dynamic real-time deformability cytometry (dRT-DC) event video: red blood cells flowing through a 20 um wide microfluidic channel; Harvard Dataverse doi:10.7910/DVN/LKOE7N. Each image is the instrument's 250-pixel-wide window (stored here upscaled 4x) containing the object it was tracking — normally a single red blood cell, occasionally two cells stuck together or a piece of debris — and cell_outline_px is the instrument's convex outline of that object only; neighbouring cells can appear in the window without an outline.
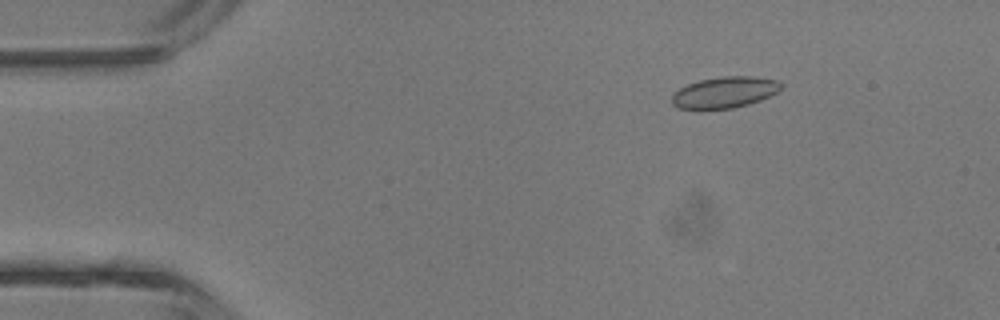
{"species": "common noctule bat (a hibernating species)", "species_latin": "Nyctalus noctula", "temperature_condition": "room temperature", "stored_images_in_passage": 3, "camera_frame_rate_fps": 3000, "um_per_image_px": 0.085, "animal": {"sex": "male", "body_mass_g": 13.3}, "frame": {"image": 1, "passage_image": 2, "time_ms": 1.333, "image_size_px": [1000, 320], "cell_outline_px": [[780, 88], [776, 92], [760, 100], [748, 104], [732, 108], [700, 112], [676, 108], [672, 104], [672, 96], [680, 88], [688, 84], [700, 80], [724, 76], [752, 76], [776, 80], [780, 84]], "centroid_in_image_um": [61.5, 7.9], "position_along_channel_um": 23.5, "area_um2": 20.17}}